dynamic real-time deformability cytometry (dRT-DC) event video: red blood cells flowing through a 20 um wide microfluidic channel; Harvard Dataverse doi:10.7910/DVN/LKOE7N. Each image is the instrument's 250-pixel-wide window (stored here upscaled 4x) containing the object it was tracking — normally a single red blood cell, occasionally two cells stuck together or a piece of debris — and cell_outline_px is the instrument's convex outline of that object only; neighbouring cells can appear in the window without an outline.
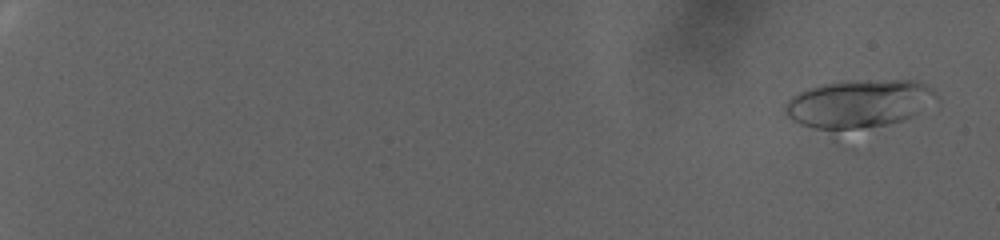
{"species": "human", "species_latin": "Homo sapiens", "temperature_condition": "warm", "stored_images_in_passage": 49, "camera_frame_rate_fps": 3000, "um_per_image_px": 0.085, "donor": {"sex": "female"}, "frame": {"image": 1, "passage_image": 5, "time_ms": 1.333, "image_size_px": [1000, 240], "cell_outline_px": [[936, 96], [912, 116], [888, 124], [852, 128], [812, 128], [800, 124], [792, 120], [784, 112], [784, 108], [788, 100], [800, 92], [824, 84], [856, 80], [916, 80], [932, 88]], "centroid_in_image_um": [72.96, 8.79], "position_along_channel_um": 12.0, "area_um2": 41.04}}
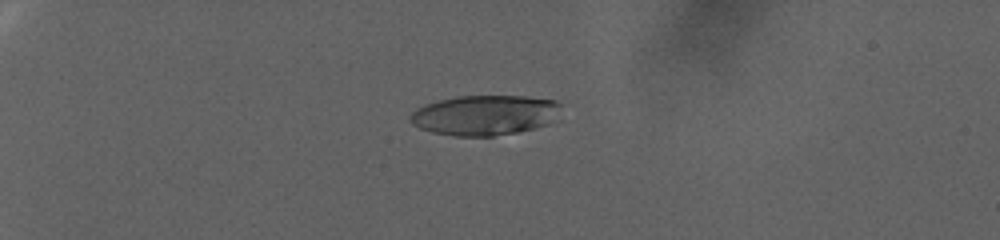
{"frame": {"image": 2, "passage_image": 30, "time_ms": 9.667, "image_size_px": [1000, 240], "cell_outline_px": [[560, 120], [536, 128], [516, 132], [492, 136], [452, 136], [432, 132], [420, 128], [412, 124], [408, 120], [408, 116], [416, 108], [424, 104], [456, 96], [524, 96], [556, 100], [560, 104]], "centroid_in_image_um": [41.23, 9.79], "position_along_channel_um": 43.8, "area_um2": 35.78}}
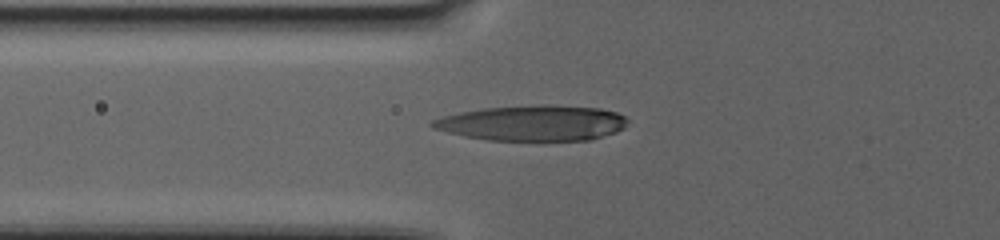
{"frame": {"image": 3, "passage_image": 44, "time_ms": 14.333, "image_size_px": [1000, 240], "cell_outline_px": [[628, 120], [624, 128], [616, 132], [592, 140], [484, 140], [464, 136], [432, 128], [428, 124], [432, 120], [444, 116], [460, 112], [484, 108], [540, 104], [548, 104], [600, 108], [616, 112], [624, 116]], "centroid_in_image_um": [45.29, 10.45], "position_along_channel_um": 80.5, "area_um2": 40.58}}